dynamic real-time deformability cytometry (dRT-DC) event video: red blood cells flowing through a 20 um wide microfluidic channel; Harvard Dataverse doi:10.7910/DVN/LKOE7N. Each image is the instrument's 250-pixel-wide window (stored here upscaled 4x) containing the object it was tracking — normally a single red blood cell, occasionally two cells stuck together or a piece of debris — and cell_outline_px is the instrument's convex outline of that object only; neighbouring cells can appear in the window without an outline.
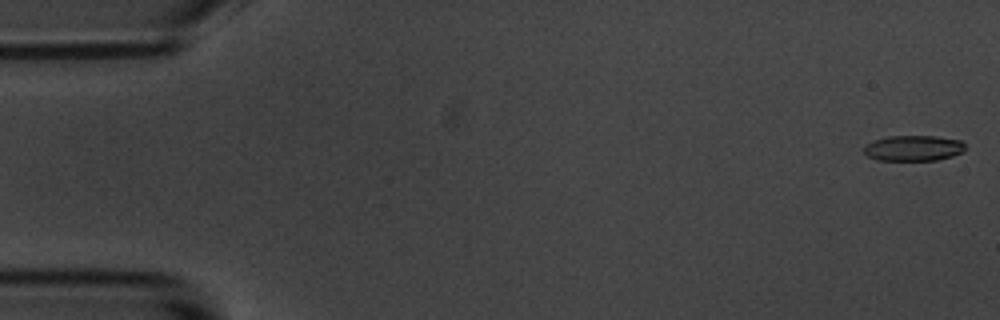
{"species": "common noctule bat (a hibernating species)", "species_latin": "Nyctalus noctula", "temperature_condition": "room temperature", "stored_images_in_passage": 6, "camera_frame_rate_fps": 3000, "um_per_image_px": 0.085, "animal": {"sex": "male", "body_mass_g": 20.1, "forearm_length_mm": 53.5}, "frame": {"image": 1, "passage_image": 1, "time_ms": 0.0, "image_size_px": [1000, 320], "cell_outline_px": [[964, 152], [952, 156], [936, 160], [876, 160], [868, 156], [864, 152], [864, 144], [872, 140], [888, 136], [936, 136], [960, 140], [964, 144]], "centroid_in_image_um": [77.61, 12.59], "position_along_channel_um": 7.4, "area_um2": 15.2}}
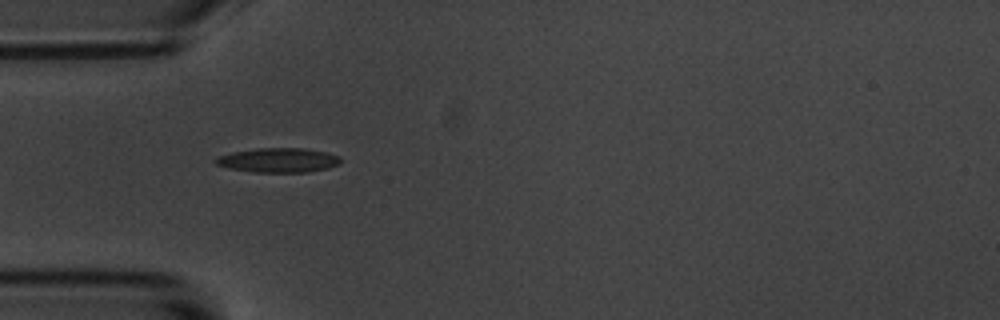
{"frame": {"image": 2, "passage_image": 5, "time_ms": 5.333, "image_size_px": [1000, 320], "cell_outline_px": [[340, 164], [328, 168], [308, 172], [252, 172], [228, 168], [216, 164], [212, 160], [220, 156], [232, 152], [260, 148], [304, 148], [324, 152], [340, 156]], "centroid_in_image_um": [23.65, 13.62], "position_along_channel_um": 61.3, "area_um2": 17.74}}